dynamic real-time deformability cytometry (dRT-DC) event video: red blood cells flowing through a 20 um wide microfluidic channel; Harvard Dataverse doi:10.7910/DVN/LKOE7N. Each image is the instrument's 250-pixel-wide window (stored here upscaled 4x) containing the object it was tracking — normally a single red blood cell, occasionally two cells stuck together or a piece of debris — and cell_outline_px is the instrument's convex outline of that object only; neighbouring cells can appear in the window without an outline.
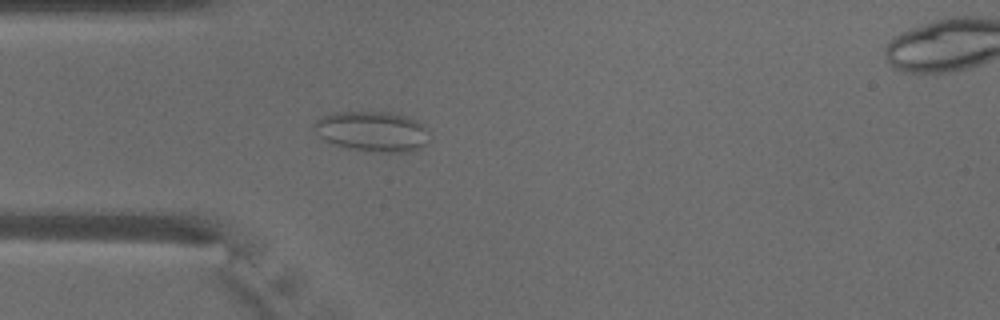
{"species": "common noctule bat (a hibernating species)", "species_latin": "Nyctalus noctula", "temperature_condition": "warm", "stored_images_in_passage": 49, "segment_of_instrument_passage": [1, 2], "camera_frame_rate_fps": 3000, "um_per_image_px": 0.085, "animal": {"sex": "male", "body_mass_g": 18.8}, "frame": {"image": 1, "passage_image": 13, "time_ms": 4.0, "image_size_px": [1000, 320], "cell_outline_px": [[428, 140], [420, 148], [404, 152], [376, 152], [348, 148], [332, 144], [324, 140], [320, 136], [312, 124], [316, 120], [324, 116], [336, 112], [392, 112], [416, 120], [428, 132]], "centroid_in_image_um": [31.62, 11.17], "position_along_channel_um": 53.4, "area_um2": 26.76}}
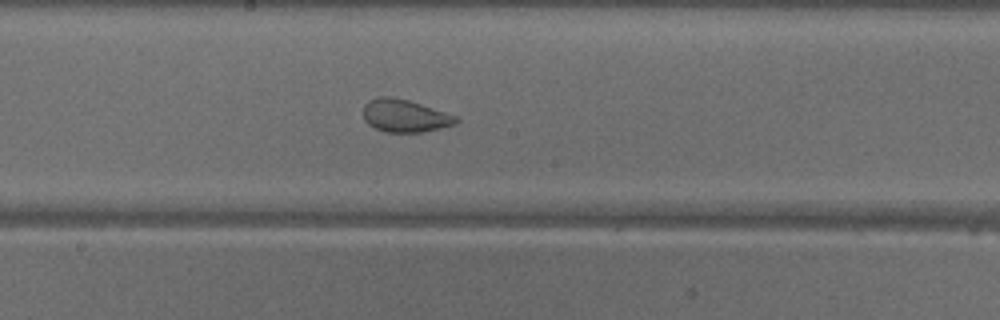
{"frame": {"image": 2, "passage_image": 25, "time_ms": 8.0, "image_size_px": [1000, 320], "cell_outline_px": [[460, 120], [456, 124], [440, 128], [420, 132], [384, 132], [368, 124], [364, 120], [364, 104], [368, 100], [380, 96], [392, 96], [408, 100], [456, 116]], "centroid_in_image_um": [34.38, 9.84], "position_along_channel_um": 213.8, "area_um2": 17.57}}
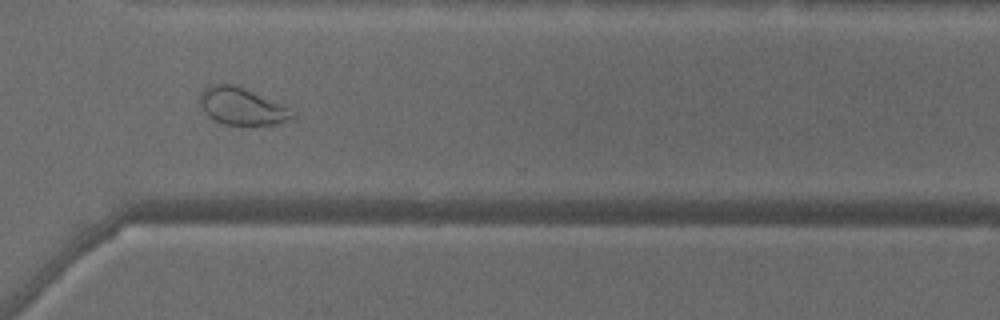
{"frame": {"image": 3, "passage_image": 35, "time_ms": 11.333, "image_size_px": [1000, 320], "cell_outline_px": [[296, 116], [276, 124], [224, 124], [208, 116], [204, 112], [200, 104], [200, 92], [208, 84], [236, 84], [288, 108], [296, 112]], "centroid_in_image_um": [20.51, 9.02], "position_along_channel_um": 350.1, "area_um2": 19.71}}